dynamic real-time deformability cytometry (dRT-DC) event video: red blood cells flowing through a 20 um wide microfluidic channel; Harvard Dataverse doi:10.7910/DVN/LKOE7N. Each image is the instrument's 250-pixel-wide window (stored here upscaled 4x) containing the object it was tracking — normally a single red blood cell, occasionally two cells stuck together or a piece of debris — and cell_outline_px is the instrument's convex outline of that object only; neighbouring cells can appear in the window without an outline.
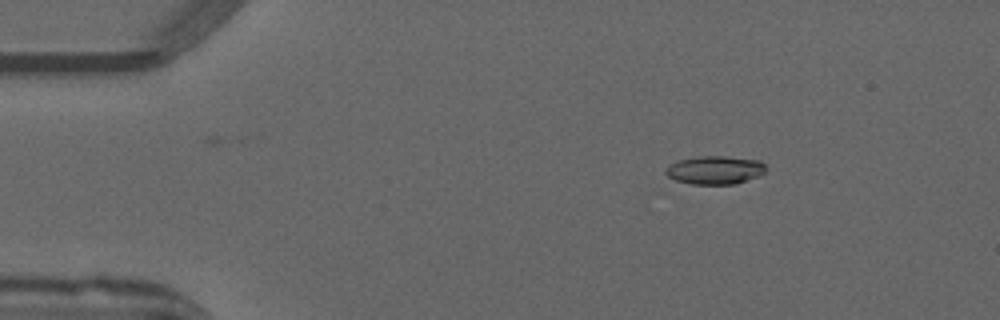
{"species": "common noctule bat (a hibernating species)", "species_latin": "Nyctalus noctula", "temperature_condition": "warm", "stored_images_in_passage": 51, "camera_frame_rate_fps": 3000, "um_per_image_px": 0.085, "animal": {"sex": "male", "forearm_length_mm": 52.5}, "frame": {"image": 1, "passage_image": 7, "time_ms": 2.0, "image_size_px": [1000, 320], "cell_outline_px": [[768, 168], [764, 172], [756, 176], [736, 184], [692, 184], [676, 180], [668, 176], [664, 172], [664, 168], [668, 164], [680, 160], [700, 156], [724, 156], [760, 160]], "centroid_in_image_um": [60.75, 14.45], "position_along_channel_um": 24.2, "area_um2": 16.53}}
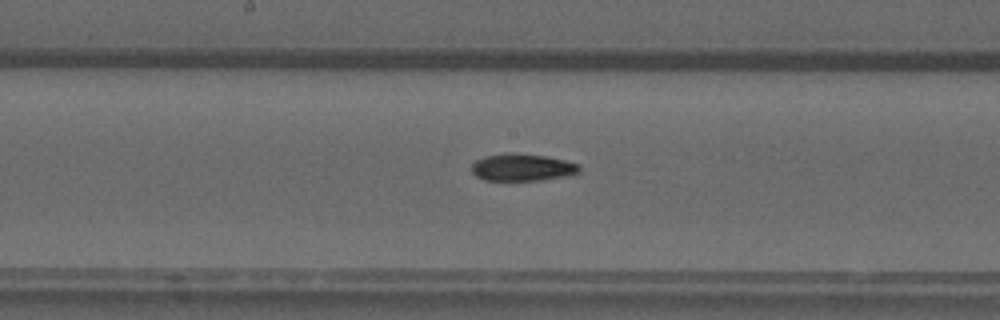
{"frame": {"image": 2, "passage_image": 26, "time_ms": 8.333, "image_size_px": [1000, 320], "cell_outline_px": [[580, 172], [568, 176], [540, 180], [484, 180], [476, 176], [472, 172], [472, 164], [476, 160], [484, 156], [512, 152], [548, 156], [580, 164]], "centroid_in_image_um": [44.41, 14.22], "position_along_channel_um": 203.8, "area_um2": 17.22}}
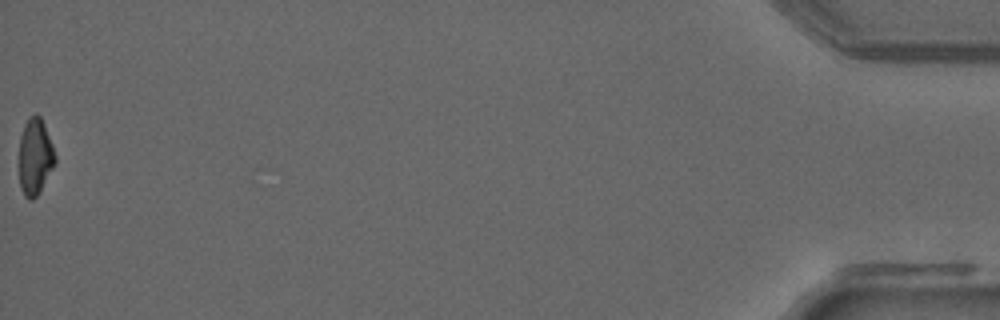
{"frame": {"image": 3, "passage_image": 51, "time_ms": 16.667, "image_size_px": [1000, 320], "cell_outline_px": [[56, 164], [36, 196], [32, 200], [24, 196], [20, 188], [20, 136], [24, 124], [28, 116], [36, 112], [40, 116], [44, 124], [52, 144], [56, 156]], "centroid_in_image_um": [2.99, 13.28], "position_along_channel_um": 432.2, "area_um2": 16.07}, "authors_computed_cell_mechanics": {"area_um2": 16.7042, "velocity_mm_per_s": 3.9866, "shape_relaxation_time_tau1_ms": 8.4225, "shape_relaxation_time_tau2_ms": 9.2759, "deformation_change_tau1": 0.2113, "deformation_change_tau2": 0.1538}}